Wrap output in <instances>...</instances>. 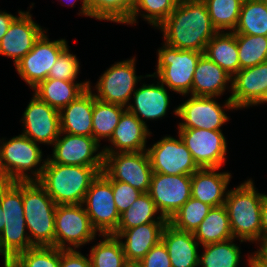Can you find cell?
<instances>
[{
	"label": "cell",
	"mask_w": 267,
	"mask_h": 267,
	"mask_svg": "<svg viewBox=\"0 0 267 267\" xmlns=\"http://www.w3.org/2000/svg\"><path fill=\"white\" fill-rule=\"evenodd\" d=\"M166 45L204 53L207 43L218 32L204 1L179 0L174 11L159 26Z\"/></svg>",
	"instance_id": "obj_1"
},
{
	"label": "cell",
	"mask_w": 267,
	"mask_h": 267,
	"mask_svg": "<svg viewBox=\"0 0 267 267\" xmlns=\"http://www.w3.org/2000/svg\"><path fill=\"white\" fill-rule=\"evenodd\" d=\"M213 99L214 97L192 95L177 107L175 115L185 121L179 124V129L221 130L220 127L229 120V117Z\"/></svg>",
	"instance_id": "obj_18"
},
{
	"label": "cell",
	"mask_w": 267,
	"mask_h": 267,
	"mask_svg": "<svg viewBox=\"0 0 267 267\" xmlns=\"http://www.w3.org/2000/svg\"><path fill=\"white\" fill-rule=\"evenodd\" d=\"M94 94L89 87L60 113V133L93 137Z\"/></svg>",
	"instance_id": "obj_23"
},
{
	"label": "cell",
	"mask_w": 267,
	"mask_h": 267,
	"mask_svg": "<svg viewBox=\"0 0 267 267\" xmlns=\"http://www.w3.org/2000/svg\"><path fill=\"white\" fill-rule=\"evenodd\" d=\"M90 87V82L74 83L60 79L47 78L39 82L33 89L35 96L59 112L76 100Z\"/></svg>",
	"instance_id": "obj_28"
},
{
	"label": "cell",
	"mask_w": 267,
	"mask_h": 267,
	"mask_svg": "<svg viewBox=\"0 0 267 267\" xmlns=\"http://www.w3.org/2000/svg\"><path fill=\"white\" fill-rule=\"evenodd\" d=\"M154 173L191 176L199 169L191 152L179 136V140L166 136L147 149Z\"/></svg>",
	"instance_id": "obj_11"
},
{
	"label": "cell",
	"mask_w": 267,
	"mask_h": 267,
	"mask_svg": "<svg viewBox=\"0 0 267 267\" xmlns=\"http://www.w3.org/2000/svg\"><path fill=\"white\" fill-rule=\"evenodd\" d=\"M262 242L267 240V195L264 197L261 207Z\"/></svg>",
	"instance_id": "obj_47"
},
{
	"label": "cell",
	"mask_w": 267,
	"mask_h": 267,
	"mask_svg": "<svg viewBox=\"0 0 267 267\" xmlns=\"http://www.w3.org/2000/svg\"><path fill=\"white\" fill-rule=\"evenodd\" d=\"M42 150L37 143L23 134L3 142L0 146V165L4 182L32 181L25 171L42 161Z\"/></svg>",
	"instance_id": "obj_9"
},
{
	"label": "cell",
	"mask_w": 267,
	"mask_h": 267,
	"mask_svg": "<svg viewBox=\"0 0 267 267\" xmlns=\"http://www.w3.org/2000/svg\"><path fill=\"white\" fill-rule=\"evenodd\" d=\"M122 105L111 104L99 101L94 94L93 106V138L99 143L100 138H108L110 140L119 119L126 110Z\"/></svg>",
	"instance_id": "obj_33"
},
{
	"label": "cell",
	"mask_w": 267,
	"mask_h": 267,
	"mask_svg": "<svg viewBox=\"0 0 267 267\" xmlns=\"http://www.w3.org/2000/svg\"><path fill=\"white\" fill-rule=\"evenodd\" d=\"M86 3L91 17L125 23L134 9L136 0H86Z\"/></svg>",
	"instance_id": "obj_38"
},
{
	"label": "cell",
	"mask_w": 267,
	"mask_h": 267,
	"mask_svg": "<svg viewBox=\"0 0 267 267\" xmlns=\"http://www.w3.org/2000/svg\"><path fill=\"white\" fill-rule=\"evenodd\" d=\"M179 0H136L134 9L125 22L128 24L136 23V16L143 9L147 14L142 15L148 23L159 27L168 16L174 11Z\"/></svg>",
	"instance_id": "obj_41"
},
{
	"label": "cell",
	"mask_w": 267,
	"mask_h": 267,
	"mask_svg": "<svg viewBox=\"0 0 267 267\" xmlns=\"http://www.w3.org/2000/svg\"><path fill=\"white\" fill-rule=\"evenodd\" d=\"M146 124L142 123L134 114L127 109L121 115L110 142L117 152L145 151L146 138L150 135Z\"/></svg>",
	"instance_id": "obj_27"
},
{
	"label": "cell",
	"mask_w": 267,
	"mask_h": 267,
	"mask_svg": "<svg viewBox=\"0 0 267 267\" xmlns=\"http://www.w3.org/2000/svg\"><path fill=\"white\" fill-rule=\"evenodd\" d=\"M23 207L29 239L34 246L55 247L57 204L38 181L23 182ZM34 237V238H31Z\"/></svg>",
	"instance_id": "obj_5"
},
{
	"label": "cell",
	"mask_w": 267,
	"mask_h": 267,
	"mask_svg": "<svg viewBox=\"0 0 267 267\" xmlns=\"http://www.w3.org/2000/svg\"><path fill=\"white\" fill-rule=\"evenodd\" d=\"M79 62L75 55L69 53L68 47L59 55L50 69L48 78L75 81L79 72Z\"/></svg>",
	"instance_id": "obj_42"
},
{
	"label": "cell",
	"mask_w": 267,
	"mask_h": 267,
	"mask_svg": "<svg viewBox=\"0 0 267 267\" xmlns=\"http://www.w3.org/2000/svg\"><path fill=\"white\" fill-rule=\"evenodd\" d=\"M248 261H249L248 264H249L250 267H260V266L255 262V255L249 257Z\"/></svg>",
	"instance_id": "obj_51"
},
{
	"label": "cell",
	"mask_w": 267,
	"mask_h": 267,
	"mask_svg": "<svg viewBox=\"0 0 267 267\" xmlns=\"http://www.w3.org/2000/svg\"><path fill=\"white\" fill-rule=\"evenodd\" d=\"M193 234L197 242L203 246L232 239L233 234L225 205L212 207Z\"/></svg>",
	"instance_id": "obj_30"
},
{
	"label": "cell",
	"mask_w": 267,
	"mask_h": 267,
	"mask_svg": "<svg viewBox=\"0 0 267 267\" xmlns=\"http://www.w3.org/2000/svg\"><path fill=\"white\" fill-rule=\"evenodd\" d=\"M38 183L57 205L83 204L92 181L99 172L94 167L52 163L49 159L32 171Z\"/></svg>",
	"instance_id": "obj_2"
},
{
	"label": "cell",
	"mask_w": 267,
	"mask_h": 267,
	"mask_svg": "<svg viewBox=\"0 0 267 267\" xmlns=\"http://www.w3.org/2000/svg\"><path fill=\"white\" fill-rule=\"evenodd\" d=\"M234 238L204 245L205 252L199 256L202 267H237L240 260V249L232 243Z\"/></svg>",
	"instance_id": "obj_35"
},
{
	"label": "cell",
	"mask_w": 267,
	"mask_h": 267,
	"mask_svg": "<svg viewBox=\"0 0 267 267\" xmlns=\"http://www.w3.org/2000/svg\"><path fill=\"white\" fill-rule=\"evenodd\" d=\"M134 64L135 59L132 58L118 62L107 69L96 84L98 91V95H95L96 99L125 107L131 99L132 92H135L137 81L141 79V76L135 75Z\"/></svg>",
	"instance_id": "obj_16"
},
{
	"label": "cell",
	"mask_w": 267,
	"mask_h": 267,
	"mask_svg": "<svg viewBox=\"0 0 267 267\" xmlns=\"http://www.w3.org/2000/svg\"><path fill=\"white\" fill-rule=\"evenodd\" d=\"M252 180L226 192L225 207L228 211L233 238L243 241H262L261 207L266 195L257 193Z\"/></svg>",
	"instance_id": "obj_3"
},
{
	"label": "cell",
	"mask_w": 267,
	"mask_h": 267,
	"mask_svg": "<svg viewBox=\"0 0 267 267\" xmlns=\"http://www.w3.org/2000/svg\"><path fill=\"white\" fill-rule=\"evenodd\" d=\"M267 89V61L239 70L231 81V96L224 105L238 109L257 105Z\"/></svg>",
	"instance_id": "obj_17"
},
{
	"label": "cell",
	"mask_w": 267,
	"mask_h": 267,
	"mask_svg": "<svg viewBox=\"0 0 267 267\" xmlns=\"http://www.w3.org/2000/svg\"><path fill=\"white\" fill-rule=\"evenodd\" d=\"M66 48L64 39L51 42L43 33L33 48L15 64L18 74L34 88L48 78L50 69Z\"/></svg>",
	"instance_id": "obj_12"
},
{
	"label": "cell",
	"mask_w": 267,
	"mask_h": 267,
	"mask_svg": "<svg viewBox=\"0 0 267 267\" xmlns=\"http://www.w3.org/2000/svg\"><path fill=\"white\" fill-rule=\"evenodd\" d=\"M0 205L4 223V229L0 234V245L12 260L20 252L34 246L25 233L27 227L23 207V182L0 183Z\"/></svg>",
	"instance_id": "obj_4"
},
{
	"label": "cell",
	"mask_w": 267,
	"mask_h": 267,
	"mask_svg": "<svg viewBox=\"0 0 267 267\" xmlns=\"http://www.w3.org/2000/svg\"><path fill=\"white\" fill-rule=\"evenodd\" d=\"M254 255L258 265H267V240L260 245V249Z\"/></svg>",
	"instance_id": "obj_48"
},
{
	"label": "cell",
	"mask_w": 267,
	"mask_h": 267,
	"mask_svg": "<svg viewBox=\"0 0 267 267\" xmlns=\"http://www.w3.org/2000/svg\"><path fill=\"white\" fill-rule=\"evenodd\" d=\"M2 214H3V211H2V208H1V205H0V234L2 233V231L4 229V223H3V219H2Z\"/></svg>",
	"instance_id": "obj_52"
},
{
	"label": "cell",
	"mask_w": 267,
	"mask_h": 267,
	"mask_svg": "<svg viewBox=\"0 0 267 267\" xmlns=\"http://www.w3.org/2000/svg\"><path fill=\"white\" fill-rule=\"evenodd\" d=\"M106 147L104 155L103 174L112 181L130 184L142 193L150 188L153 170L147 150L139 152H115Z\"/></svg>",
	"instance_id": "obj_6"
},
{
	"label": "cell",
	"mask_w": 267,
	"mask_h": 267,
	"mask_svg": "<svg viewBox=\"0 0 267 267\" xmlns=\"http://www.w3.org/2000/svg\"><path fill=\"white\" fill-rule=\"evenodd\" d=\"M59 137L54 142L53 158H48L52 163L94 167L99 173L103 171V152L93 156L98 150L99 143L89 136L73 135L69 133Z\"/></svg>",
	"instance_id": "obj_15"
},
{
	"label": "cell",
	"mask_w": 267,
	"mask_h": 267,
	"mask_svg": "<svg viewBox=\"0 0 267 267\" xmlns=\"http://www.w3.org/2000/svg\"><path fill=\"white\" fill-rule=\"evenodd\" d=\"M135 105H127L126 109L134 114L142 123L144 119H157L166 114L169 96L164 84L144 85L133 93ZM141 116V117H140Z\"/></svg>",
	"instance_id": "obj_26"
},
{
	"label": "cell",
	"mask_w": 267,
	"mask_h": 267,
	"mask_svg": "<svg viewBox=\"0 0 267 267\" xmlns=\"http://www.w3.org/2000/svg\"><path fill=\"white\" fill-rule=\"evenodd\" d=\"M112 190L114 202L116 204L119 214L126 211L142 193L132 187L130 184H126L119 181H112Z\"/></svg>",
	"instance_id": "obj_43"
},
{
	"label": "cell",
	"mask_w": 267,
	"mask_h": 267,
	"mask_svg": "<svg viewBox=\"0 0 267 267\" xmlns=\"http://www.w3.org/2000/svg\"><path fill=\"white\" fill-rule=\"evenodd\" d=\"M42 28L36 24L29 12H19L0 40V54L20 61L35 45L43 34Z\"/></svg>",
	"instance_id": "obj_20"
},
{
	"label": "cell",
	"mask_w": 267,
	"mask_h": 267,
	"mask_svg": "<svg viewBox=\"0 0 267 267\" xmlns=\"http://www.w3.org/2000/svg\"><path fill=\"white\" fill-rule=\"evenodd\" d=\"M138 263L141 267H172L167 248L162 240L155 244Z\"/></svg>",
	"instance_id": "obj_44"
},
{
	"label": "cell",
	"mask_w": 267,
	"mask_h": 267,
	"mask_svg": "<svg viewBox=\"0 0 267 267\" xmlns=\"http://www.w3.org/2000/svg\"><path fill=\"white\" fill-rule=\"evenodd\" d=\"M59 267H91V261L75 249H61Z\"/></svg>",
	"instance_id": "obj_45"
},
{
	"label": "cell",
	"mask_w": 267,
	"mask_h": 267,
	"mask_svg": "<svg viewBox=\"0 0 267 267\" xmlns=\"http://www.w3.org/2000/svg\"><path fill=\"white\" fill-rule=\"evenodd\" d=\"M16 17L6 12H0V40L6 34L9 26Z\"/></svg>",
	"instance_id": "obj_46"
},
{
	"label": "cell",
	"mask_w": 267,
	"mask_h": 267,
	"mask_svg": "<svg viewBox=\"0 0 267 267\" xmlns=\"http://www.w3.org/2000/svg\"><path fill=\"white\" fill-rule=\"evenodd\" d=\"M179 136L199 168H220L225 162L226 140L221 130L179 129Z\"/></svg>",
	"instance_id": "obj_13"
},
{
	"label": "cell",
	"mask_w": 267,
	"mask_h": 267,
	"mask_svg": "<svg viewBox=\"0 0 267 267\" xmlns=\"http://www.w3.org/2000/svg\"><path fill=\"white\" fill-rule=\"evenodd\" d=\"M216 170L218 168H199L191 175V197L212 207L225 205L224 193L231 178L230 173Z\"/></svg>",
	"instance_id": "obj_22"
},
{
	"label": "cell",
	"mask_w": 267,
	"mask_h": 267,
	"mask_svg": "<svg viewBox=\"0 0 267 267\" xmlns=\"http://www.w3.org/2000/svg\"><path fill=\"white\" fill-rule=\"evenodd\" d=\"M235 34L267 36V0H243Z\"/></svg>",
	"instance_id": "obj_31"
},
{
	"label": "cell",
	"mask_w": 267,
	"mask_h": 267,
	"mask_svg": "<svg viewBox=\"0 0 267 267\" xmlns=\"http://www.w3.org/2000/svg\"><path fill=\"white\" fill-rule=\"evenodd\" d=\"M83 204L57 205L55 212V247L73 249L66 242L78 248L94 239L93 228ZM67 247V248H66Z\"/></svg>",
	"instance_id": "obj_10"
},
{
	"label": "cell",
	"mask_w": 267,
	"mask_h": 267,
	"mask_svg": "<svg viewBox=\"0 0 267 267\" xmlns=\"http://www.w3.org/2000/svg\"><path fill=\"white\" fill-rule=\"evenodd\" d=\"M204 53L193 50H181L166 44L158 50L157 71L147 77H159L162 84L171 90L186 95L192 94L193 75L199 58Z\"/></svg>",
	"instance_id": "obj_7"
},
{
	"label": "cell",
	"mask_w": 267,
	"mask_h": 267,
	"mask_svg": "<svg viewBox=\"0 0 267 267\" xmlns=\"http://www.w3.org/2000/svg\"><path fill=\"white\" fill-rule=\"evenodd\" d=\"M167 223H147L130 229H117L112 235L126 238L121 241L128 263H138L151 248L161 240L162 231Z\"/></svg>",
	"instance_id": "obj_21"
},
{
	"label": "cell",
	"mask_w": 267,
	"mask_h": 267,
	"mask_svg": "<svg viewBox=\"0 0 267 267\" xmlns=\"http://www.w3.org/2000/svg\"><path fill=\"white\" fill-rule=\"evenodd\" d=\"M211 208L212 206L191 197L174 213L168 223L176 229L194 233Z\"/></svg>",
	"instance_id": "obj_39"
},
{
	"label": "cell",
	"mask_w": 267,
	"mask_h": 267,
	"mask_svg": "<svg viewBox=\"0 0 267 267\" xmlns=\"http://www.w3.org/2000/svg\"><path fill=\"white\" fill-rule=\"evenodd\" d=\"M230 81L232 77L203 54L197 62L193 75L192 95L220 96L225 91L226 83Z\"/></svg>",
	"instance_id": "obj_25"
},
{
	"label": "cell",
	"mask_w": 267,
	"mask_h": 267,
	"mask_svg": "<svg viewBox=\"0 0 267 267\" xmlns=\"http://www.w3.org/2000/svg\"><path fill=\"white\" fill-rule=\"evenodd\" d=\"M240 70L267 61V36L236 34Z\"/></svg>",
	"instance_id": "obj_37"
},
{
	"label": "cell",
	"mask_w": 267,
	"mask_h": 267,
	"mask_svg": "<svg viewBox=\"0 0 267 267\" xmlns=\"http://www.w3.org/2000/svg\"><path fill=\"white\" fill-rule=\"evenodd\" d=\"M161 240L165 244L172 267L199 266L198 243L192 232L176 229L167 223L162 231Z\"/></svg>",
	"instance_id": "obj_24"
},
{
	"label": "cell",
	"mask_w": 267,
	"mask_h": 267,
	"mask_svg": "<svg viewBox=\"0 0 267 267\" xmlns=\"http://www.w3.org/2000/svg\"><path fill=\"white\" fill-rule=\"evenodd\" d=\"M221 32L207 43L204 54L233 77L240 70L236 34Z\"/></svg>",
	"instance_id": "obj_29"
},
{
	"label": "cell",
	"mask_w": 267,
	"mask_h": 267,
	"mask_svg": "<svg viewBox=\"0 0 267 267\" xmlns=\"http://www.w3.org/2000/svg\"><path fill=\"white\" fill-rule=\"evenodd\" d=\"M76 0H74L73 2H75ZM82 8H81V11L80 13H82L83 15L85 16H90L91 17V13H90V10H89V6L88 4L86 3V0H82ZM70 2H72V0H70ZM71 4V3H69Z\"/></svg>",
	"instance_id": "obj_49"
},
{
	"label": "cell",
	"mask_w": 267,
	"mask_h": 267,
	"mask_svg": "<svg viewBox=\"0 0 267 267\" xmlns=\"http://www.w3.org/2000/svg\"><path fill=\"white\" fill-rule=\"evenodd\" d=\"M0 254H3L4 256V267H11V259L2 250L1 245H0Z\"/></svg>",
	"instance_id": "obj_50"
},
{
	"label": "cell",
	"mask_w": 267,
	"mask_h": 267,
	"mask_svg": "<svg viewBox=\"0 0 267 267\" xmlns=\"http://www.w3.org/2000/svg\"><path fill=\"white\" fill-rule=\"evenodd\" d=\"M148 193L160 214L169 220L191 198V176L153 172Z\"/></svg>",
	"instance_id": "obj_14"
},
{
	"label": "cell",
	"mask_w": 267,
	"mask_h": 267,
	"mask_svg": "<svg viewBox=\"0 0 267 267\" xmlns=\"http://www.w3.org/2000/svg\"><path fill=\"white\" fill-rule=\"evenodd\" d=\"M264 102H267V89H266L263 97L261 98V100L257 104L264 103Z\"/></svg>",
	"instance_id": "obj_53"
},
{
	"label": "cell",
	"mask_w": 267,
	"mask_h": 267,
	"mask_svg": "<svg viewBox=\"0 0 267 267\" xmlns=\"http://www.w3.org/2000/svg\"><path fill=\"white\" fill-rule=\"evenodd\" d=\"M23 135L35 143L54 144L60 134V113L58 110L39 100L35 95L24 114Z\"/></svg>",
	"instance_id": "obj_19"
},
{
	"label": "cell",
	"mask_w": 267,
	"mask_h": 267,
	"mask_svg": "<svg viewBox=\"0 0 267 267\" xmlns=\"http://www.w3.org/2000/svg\"><path fill=\"white\" fill-rule=\"evenodd\" d=\"M126 267H141L139 263H128Z\"/></svg>",
	"instance_id": "obj_54"
},
{
	"label": "cell",
	"mask_w": 267,
	"mask_h": 267,
	"mask_svg": "<svg viewBox=\"0 0 267 267\" xmlns=\"http://www.w3.org/2000/svg\"><path fill=\"white\" fill-rule=\"evenodd\" d=\"M213 26L220 32L237 27L243 0H203Z\"/></svg>",
	"instance_id": "obj_36"
},
{
	"label": "cell",
	"mask_w": 267,
	"mask_h": 267,
	"mask_svg": "<svg viewBox=\"0 0 267 267\" xmlns=\"http://www.w3.org/2000/svg\"><path fill=\"white\" fill-rule=\"evenodd\" d=\"M159 210L150 197L149 193H141L132 205L120 214L117 229H130L147 223H168L162 215L154 219V215Z\"/></svg>",
	"instance_id": "obj_32"
},
{
	"label": "cell",
	"mask_w": 267,
	"mask_h": 267,
	"mask_svg": "<svg viewBox=\"0 0 267 267\" xmlns=\"http://www.w3.org/2000/svg\"><path fill=\"white\" fill-rule=\"evenodd\" d=\"M61 249L54 246H33L11 260V267H59Z\"/></svg>",
	"instance_id": "obj_40"
},
{
	"label": "cell",
	"mask_w": 267,
	"mask_h": 267,
	"mask_svg": "<svg viewBox=\"0 0 267 267\" xmlns=\"http://www.w3.org/2000/svg\"><path fill=\"white\" fill-rule=\"evenodd\" d=\"M86 204L90 222L101 235L113 234L118 227L120 214L114 202L112 180L103 172L92 181L83 204Z\"/></svg>",
	"instance_id": "obj_8"
},
{
	"label": "cell",
	"mask_w": 267,
	"mask_h": 267,
	"mask_svg": "<svg viewBox=\"0 0 267 267\" xmlns=\"http://www.w3.org/2000/svg\"><path fill=\"white\" fill-rule=\"evenodd\" d=\"M4 182V175L2 173L1 165H0V183Z\"/></svg>",
	"instance_id": "obj_55"
},
{
	"label": "cell",
	"mask_w": 267,
	"mask_h": 267,
	"mask_svg": "<svg viewBox=\"0 0 267 267\" xmlns=\"http://www.w3.org/2000/svg\"><path fill=\"white\" fill-rule=\"evenodd\" d=\"M185 1H196V0H185ZM198 1H203V0H198Z\"/></svg>",
	"instance_id": "obj_56"
},
{
	"label": "cell",
	"mask_w": 267,
	"mask_h": 267,
	"mask_svg": "<svg viewBox=\"0 0 267 267\" xmlns=\"http://www.w3.org/2000/svg\"><path fill=\"white\" fill-rule=\"evenodd\" d=\"M102 236L105 239L91 249V267H126L128 262L121 240L112 234Z\"/></svg>",
	"instance_id": "obj_34"
}]
</instances>
